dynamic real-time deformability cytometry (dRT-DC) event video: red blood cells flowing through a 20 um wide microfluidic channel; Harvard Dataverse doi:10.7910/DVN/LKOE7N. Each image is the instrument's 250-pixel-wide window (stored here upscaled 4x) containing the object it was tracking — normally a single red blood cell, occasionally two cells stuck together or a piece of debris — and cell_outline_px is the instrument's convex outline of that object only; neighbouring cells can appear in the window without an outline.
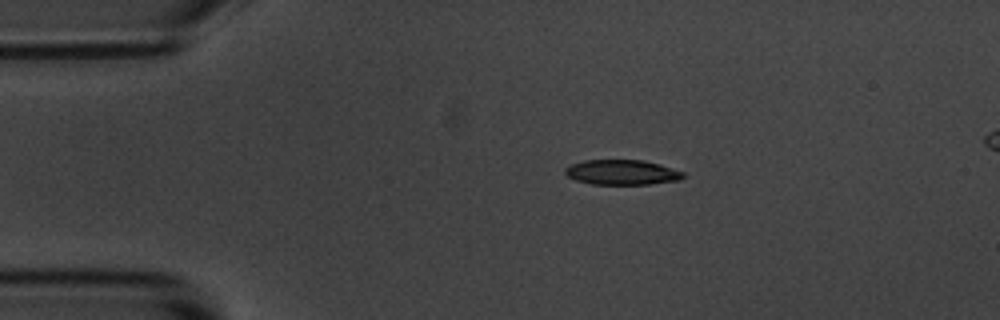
{"species": "common noctule bat (a hibernating species)", "species_latin": "Nyctalus noctula", "temperature_condition": "room temperature", "stored_images_in_passage": 54, "camera_frame_rate_fps": 3000, "um_per_image_px": 0.085, "animal": {"sex": "male", "body_mass_g": 20.1, "forearm_length_mm": 53.5}, "frame": {"image": 1, "passage_image": 10, "time_ms": 3.0, "image_size_px": [1000, 320], "cell_outline_px": [[684, 176], [680, 180], [648, 184], [592, 184], [576, 180], [568, 176], [564, 172], [564, 168], [568, 164], [584, 160], [644, 160], [660, 164], [684, 172]], "centroid_in_image_um": [52.84, 14.64], "position_along_channel_um": 32.2, "area_um2": 17.28}}
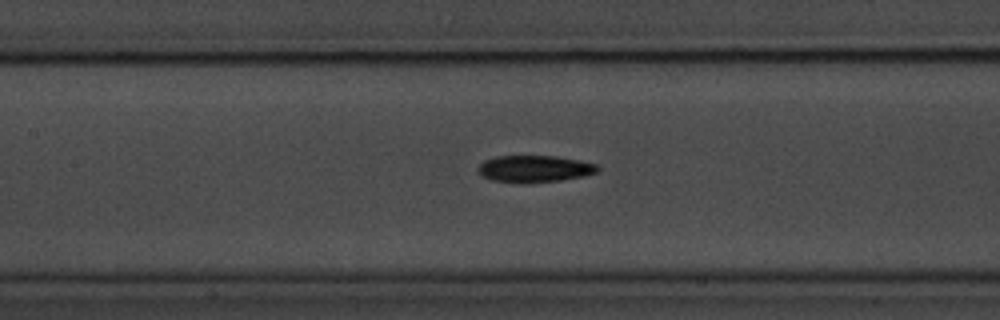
{"frame": {"image": 2, "passage_image": 24, "time_ms": 7.667, "image_size_px": [1000, 320], "cell_outline_px": [[600, 168], [596, 172], [584, 176], [560, 180], [528, 184], [520, 184], [492, 180], [480, 176], [476, 168], [484, 160], [496, 156], [556, 156], [596, 164]], "centroid_in_image_um": [45.36, 14.37], "position_along_channel_um": 162.0, "area_um2": 18.96}}
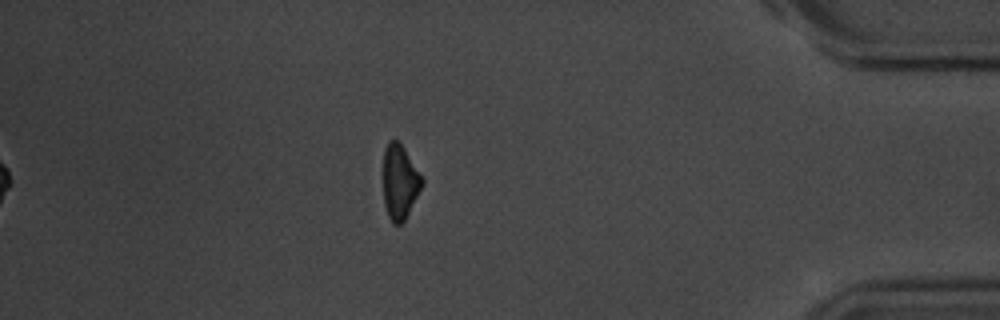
{"frame": {"image": 3, "passage_image": 47, "time_ms": 15.333, "image_size_px": [1000, 320], "cell_outline_px": [[424, 184], [404, 220], [400, 224], [392, 224], [388, 216], [384, 204], [384, 148], [388, 140], [400, 140], [424, 176]], "centroid_in_image_um": [34.01, 15.4], "position_along_channel_um": 401.2, "area_um2": 17.28}, "authors_computed_cell_mechanics": {"area_um2": 18.0625, "velocity_mm_per_s": 3.6617, "shape_relaxation_time_tau1_ms": 3.4036, "shape_relaxation_time_tau2_ms": 3.5213, "deformation_change_tau1": 0.1439, "deformation_change_tau2": 0.1017}}